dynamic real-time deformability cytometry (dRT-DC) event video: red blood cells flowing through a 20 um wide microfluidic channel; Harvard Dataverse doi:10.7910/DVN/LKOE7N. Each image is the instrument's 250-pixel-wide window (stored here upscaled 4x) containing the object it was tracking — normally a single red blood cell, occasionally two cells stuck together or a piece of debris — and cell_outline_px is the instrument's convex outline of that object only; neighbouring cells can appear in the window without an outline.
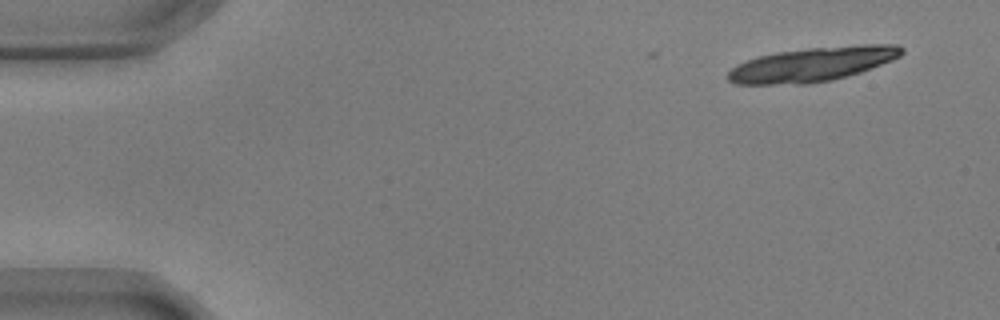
{"species": "common noctule bat (a hibernating species)", "species_latin": "Nyctalus noctula", "temperature_condition": "warm", "stored_images_in_passage": 5, "camera_frame_rate_fps": 3000, "um_per_image_px": 0.085, "animal": {"sex": "male", "body_mass_g": 17.9, "forearm_length_mm": 54.2}, "frame": {"image": 1, "passage_image": 1, "time_ms": 0.0, "image_size_px": [1000, 320], "cell_outline_px": [[904, 52], [900, 56], [892, 60], [860, 72], [832, 80], [808, 84], [732, 84], [728, 80], [728, 72], [736, 64], [756, 56], [776, 52], [808, 48], [856, 44], [896, 44], [904, 48]], "centroid_in_image_um": [69.05, 5.46], "position_along_channel_um": 16.0, "area_um2": 34.97}}